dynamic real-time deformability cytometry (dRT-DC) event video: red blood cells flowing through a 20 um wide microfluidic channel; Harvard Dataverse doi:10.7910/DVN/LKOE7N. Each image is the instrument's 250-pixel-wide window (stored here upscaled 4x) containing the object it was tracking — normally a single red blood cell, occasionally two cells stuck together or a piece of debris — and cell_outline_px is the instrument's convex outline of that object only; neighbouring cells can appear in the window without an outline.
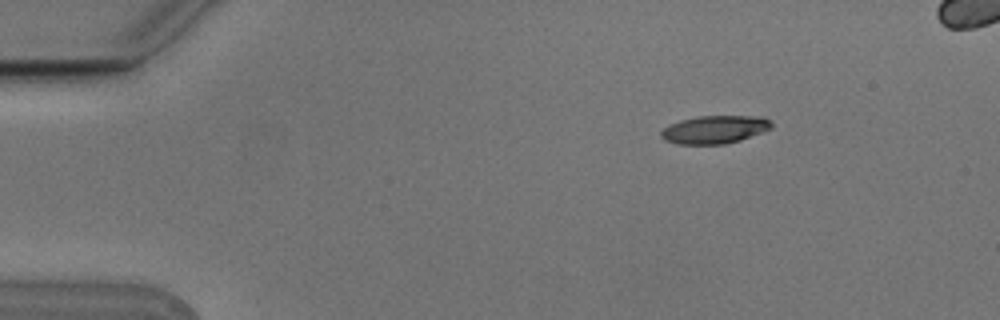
{"species": "Egyptian fruit bat (a non-hibernating species)", "species_latin": "Rousettus aegyptiacus", "temperature_condition": "cold", "stored_images_in_passage": 6, "camera_frame_rate_fps": 3000, "um_per_image_px": 0.085, "animal": {"sex": "male"}, "frame": {"image": 1, "passage_image": 3, "time_ms": 0.667, "image_size_px": [1000, 320], "cell_outline_px": [[772, 128], [740, 140], [724, 144], [680, 144], [664, 140], [660, 136], [660, 132], [664, 128], [680, 120], [696, 116], [764, 116], [772, 124]], "centroid_in_image_um": [60.74, 11.0], "position_along_channel_um": 24.3, "area_um2": 17.92}}